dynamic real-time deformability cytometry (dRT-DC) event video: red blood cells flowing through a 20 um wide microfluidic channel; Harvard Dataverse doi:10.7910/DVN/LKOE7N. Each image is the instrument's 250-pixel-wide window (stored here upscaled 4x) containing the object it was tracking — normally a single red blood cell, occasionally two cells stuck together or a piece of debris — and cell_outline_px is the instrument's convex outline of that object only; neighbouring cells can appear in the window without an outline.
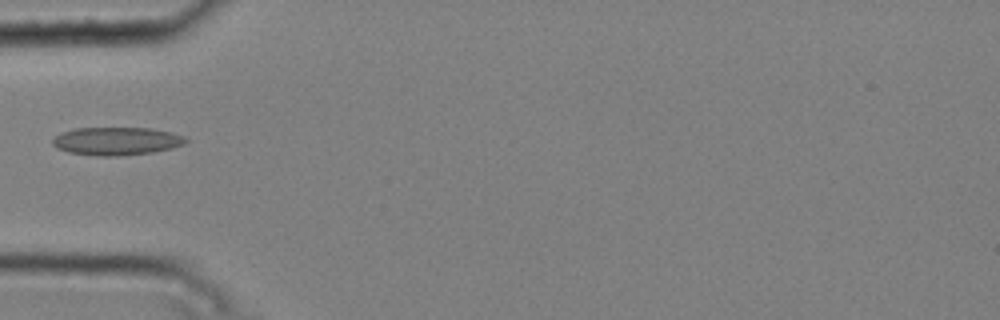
{"species": "common noctule bat (a hibernating species)", "species_latin": "Nyctalus noctula", "temperature_condition": "cold", "stored_images_in_passage": 5, "camera_frame_rate_fps": 3000, "um_per_image_px": 0.085, "animal": {"sex": "male", "body_mass_g": 20.4}, "frame": {"image": 1, "passage_image": 4, "time_ms": 1.0, "image_size_px": [1000, 320], "cell_outline_px": [[188, 140], [184, 144], [172, 148], [152, 152], [120, 156], [96, 156], [68, 152], [56, 148], [52, 144], [52, 140], [60, 132], [76, 128], [152, 128], [172, 132], [184, 136]], "centroid_in_image_um": [9.9, 11.99], "position_along_channel_um": 75.1, "area_um2": 21.91}}
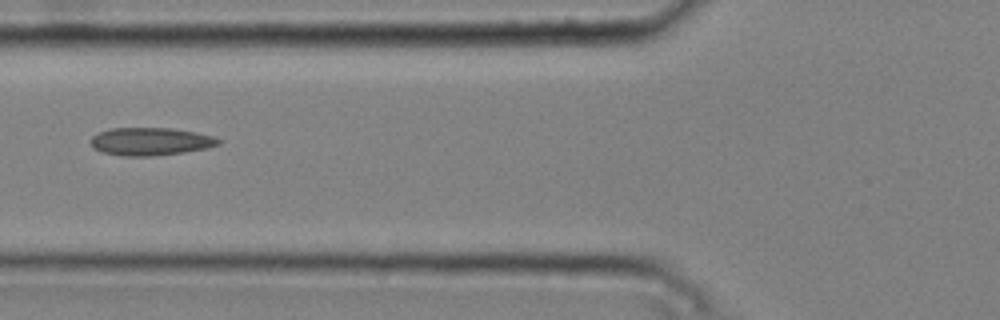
{"frame": {"image": 2, "passage_image": 5, "time_ms": 1.333, "image_size_px": [1000, 320], "cell_outline_px": [[224, 140], [220, 144], [204, 148], [184, 152], [152, 156], [124, 156], [104, 152], [92, 148], [88, 140], [92, 136], [100, 132], [112, 128], [172, 128], [196, 132], [212, 136]], "centroid_in_image_um": [12.78, 12.02], "position_along_channel_um": 113.0, "area_um2": 20.75}}